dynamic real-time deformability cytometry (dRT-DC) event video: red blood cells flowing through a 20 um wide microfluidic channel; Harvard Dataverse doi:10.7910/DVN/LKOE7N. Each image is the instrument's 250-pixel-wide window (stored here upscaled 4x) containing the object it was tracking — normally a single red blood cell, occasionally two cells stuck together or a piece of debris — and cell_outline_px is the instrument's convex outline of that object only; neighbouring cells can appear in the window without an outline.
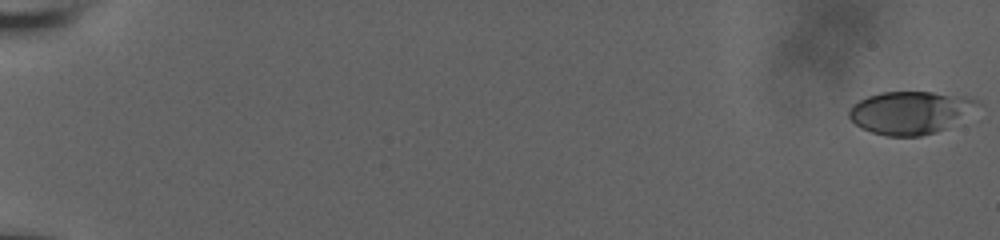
{"species": "human", "species_latin": "Homo sapiens", "temperature_condition": "room temperature", "stored_images_in_passage": 15, "camera_frame_rate_fps": 3000, "um_per_image_px": 0.085, "donor": {"sex": "male"}, "frame": {"image": 1, "passage_image": 1, "time_ms": 0.0, "image_size_px": [1000, 240], "cell_outline_px": [[984, 104], [948, 128], [936, 132], [920, 136], [884, 136], [860, 128], [848, 116], [848, 112], [860, 100], [868, 96], [884, 92], [932, 92], [968, 96], [980, 100]], "centroid_in_image_um": [77.46, 9.57], "position_along_channel_um": 7.5, "area_um2": 32.25}}